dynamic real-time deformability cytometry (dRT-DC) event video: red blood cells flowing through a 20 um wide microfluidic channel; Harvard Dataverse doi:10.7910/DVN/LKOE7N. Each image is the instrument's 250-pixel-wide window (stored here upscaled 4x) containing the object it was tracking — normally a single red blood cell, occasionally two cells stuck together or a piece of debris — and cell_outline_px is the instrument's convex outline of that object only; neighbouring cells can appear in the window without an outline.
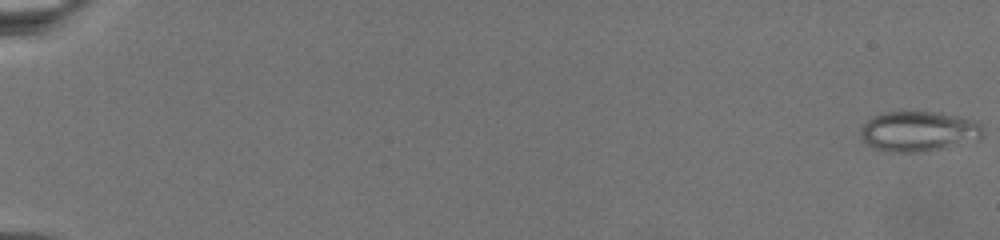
{"species": "common noctule bat (a hibernating species)", "species_latin": "Nyctalus noctula", "temperature_condition": "warm", "stored_images_in_passage": 74, "camera_frame_rate_fps": 3000, "um_per_image_px": 0.085, "animal": {"sex": "female", "body_mass_g": 19.5, "forearm_length_mm": 54.1}, "frame": {"image": 1, "passage_image": 1, "time_ms": 0.0, "image_size_px": [1000, 240], "cell_outline_px": [[984, 132], [980, 140], [944, 148], [924, 152], [896, 152], [876, 148], [868, 144], [860, 136], [860, 128], [868, 120], [884, 112], [940, 112], [976, 120], [980, 124]], "centroid_in_image_um": [78.14, 11.16], "position_along_channel_um": 6.9, "area_um2": 28.73}}
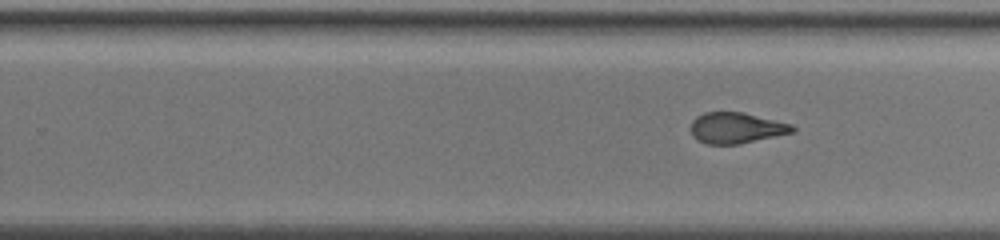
{"frame": {"image": 2, "passage_image": 49, "time_ms": 16.0, "image_size_px": [1000, 240], "cell_outline_px": [[796, 132], [740, 144], [704, 144], [696, 140], [692, 136], [692, 120], [696, 116], [704, 112], [744, 112], [792, 124], [796, 128]], "centroid_in_image_um": [62.6, 10.88], "position_along_channel_um": 267.2, "area_um2": 18.55}}
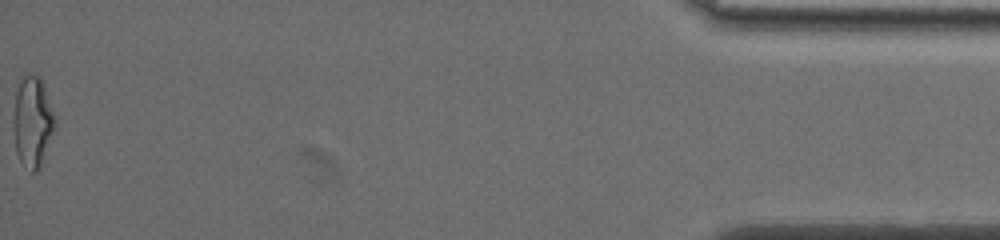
{"frame": {"image": 3, "passage_image": 74, "time_ms": 24.333, "image_size_px": [1000, 240], "cell_outline_px": [[56, 120], [40, 164], [36, 172], [32, 172], [20, 160], [16, 152], [12, 124], [12, 116], [16, 92], [24, 76], [36, 72], [44, 80], [56, 116]], "centroid_in_image_um": [2.76, 10.24], "position_along_channel_um": 432.4, "area_um2": 21.96}}